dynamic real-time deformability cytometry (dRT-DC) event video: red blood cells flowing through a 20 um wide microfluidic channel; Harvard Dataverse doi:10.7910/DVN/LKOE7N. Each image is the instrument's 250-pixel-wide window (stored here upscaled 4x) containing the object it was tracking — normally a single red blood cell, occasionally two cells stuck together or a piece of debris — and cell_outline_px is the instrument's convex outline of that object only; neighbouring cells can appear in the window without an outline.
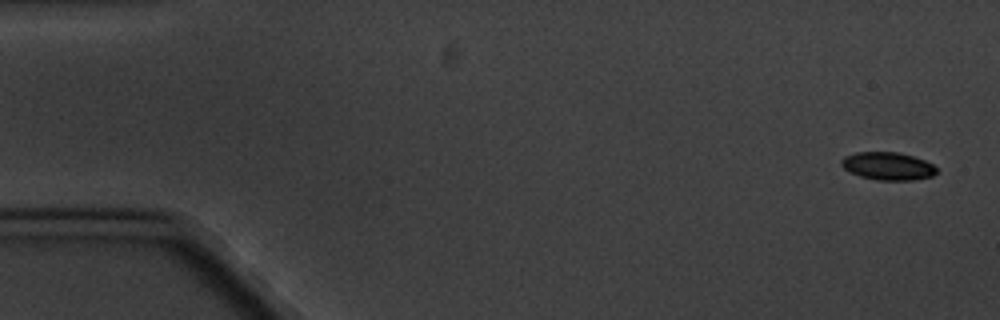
{"species": "common noctule bat (a hibernating species)", "species_latin": "Nyctalus noctula", "temperature_condition": "cold", "stored_images_in_passage": 7, "camera_frame_rate_fps": 3000, "um_per_image_px": 0.085, "animal": {"sex": "male", "body_mass_g": 20.1, "forearm_length_mm": 53.5}, "frame": {"image": 1, "passage_image": 1, "time_ms": 0.0, "image_size_px": [1000, 320], "cell_outline_px": [[936, 172], [932, 176], [912, 180], [876, 180], [860, 176], [844, 168], [840, 164], [840, 160], [844, 156], [856, 152], [896, 152], [912, 156], [924, 160], [932, 164], [936, 168]], "centroid_in_image_um": [75.44, 14.11], "position_along_channel_um": 9.6, "area_um2": 15.32}}
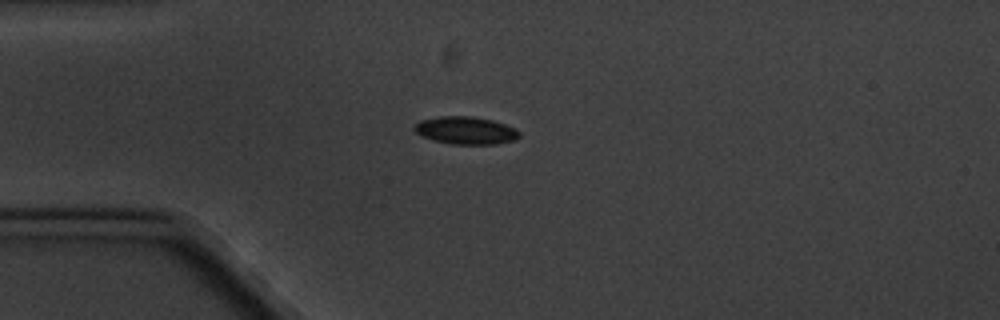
{"frame": {"image": 2, "passage_image": 4, "time_ms": 4.333, "image_size_px": [1000, 320], "cell_outline_px": [[520, 136], [516, 140], [496, 144], [452, 144], [432, 140], [416, 132], [412, 128], [420, 120], [440, 116], [472, 116], [492, 120], [516, 128], [520, 132]], "centroid_in_image_um": [39.61, 11.09], "position_along_channel_um": 45.4, "area_um2": 16.94}}